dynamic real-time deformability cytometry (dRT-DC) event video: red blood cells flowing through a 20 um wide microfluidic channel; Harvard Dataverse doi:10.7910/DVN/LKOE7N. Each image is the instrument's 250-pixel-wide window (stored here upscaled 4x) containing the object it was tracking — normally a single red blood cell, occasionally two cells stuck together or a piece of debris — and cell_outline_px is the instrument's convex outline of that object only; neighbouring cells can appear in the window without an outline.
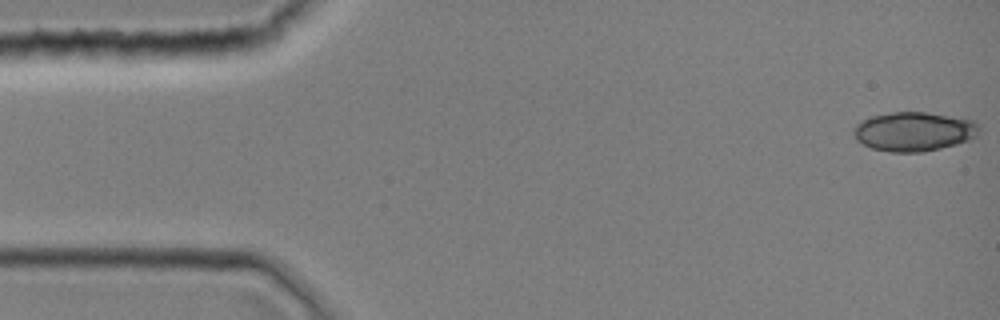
{"species": "common noctule bat (a hibernating species)", "species_latin": "Nyctalus noctula", "temperature_condition": "room temperature", "stored_images_in_passage": 9, "camera_frame_rate_fps": 3000, "um_per_image_px": 0.085, "animal": {"sex": "female", "body_mass_g": 19.0, "forearm_length_mm": 51.5}, "frame": {"image": 1, "passage_image": 1, "time_ms": 0.0, "image_size_px": [1000, 320], "cell_outline_px": [[980, 128], [976, 136], [968, 140], [956, 144], [924, 152], [892, 152], [872, 148], [856, 140], [852, 132], [852, 128], [860, 120], [868, 116], [892, 112], [924, 112], [976, 120]], "centroid_in_image_um": [77.65, 11.17], "position_along_channel_um": 7.4, "area_um2": 28.9}}
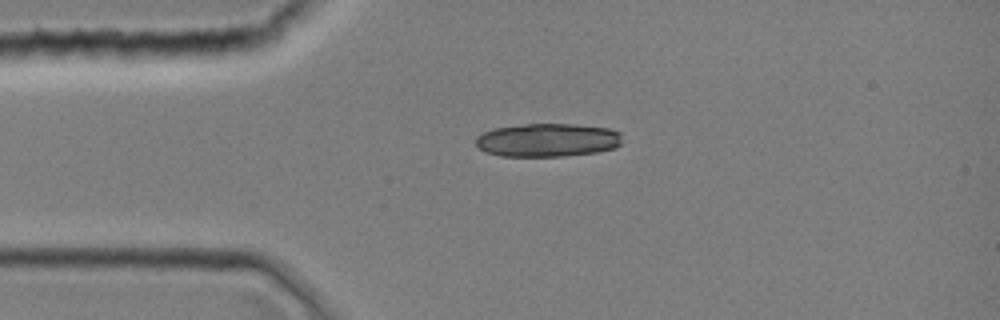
{"frame": {"image": 2, "passage_image": 9, "time_ms": 2.667, "image_size_px": [1000, 320], "cell_outline_px": [[620, 144], [612, 148], [596, 152], [564, 156], [500, 156], [484, 152], [476, 144], [476, 136], [492, 128], [524, 124], [576, 124], [608, 128], [620, 132]], "centroid_in_image_um": [46.5, 11.9], "position_along_channel_um": 38.5, "area_um2": 28.5}}